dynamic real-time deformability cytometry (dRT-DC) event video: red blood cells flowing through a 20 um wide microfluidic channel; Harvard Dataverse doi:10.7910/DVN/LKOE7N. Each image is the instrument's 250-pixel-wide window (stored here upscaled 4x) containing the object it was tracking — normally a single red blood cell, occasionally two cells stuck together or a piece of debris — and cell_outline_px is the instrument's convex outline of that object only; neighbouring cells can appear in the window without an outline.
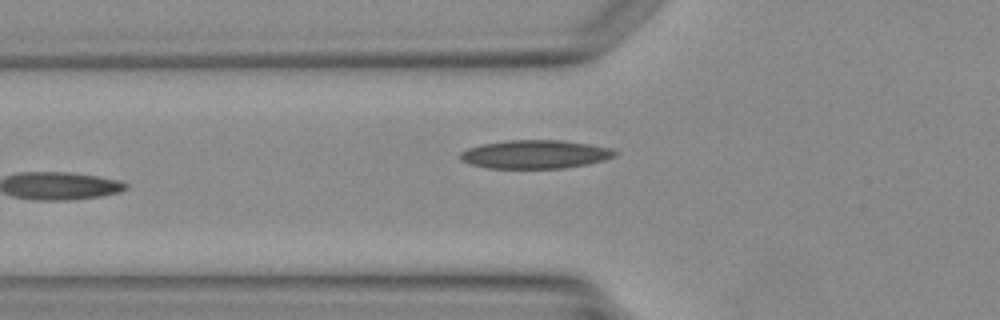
{"species": "Egyptian fruit bat (a non-hibernating species)", "species_latin": "Rousettus aegyptiacus", "temperature_condition": "warm", "stored_images_in_passage": 5, "segment_of_instrument_passage": [1, 2], "camera_frame_rate_fps": 3000, "um_per_image_px": 0.085, "animal": {"sex": "female"}, "frame": {"image": 1, "passage_image": 4, "time_ms": 3.667, "image_size_px": [1000, 320], "cell_outline_px": [[616, 156], [604, 160], [588, 164], [564, 168], [488, 168], [468, 164], [460, 160], [460, 152], [468, 148], [484, 144], [508, 140], [564, 140], [612, 148], [616, 152]], "centroid_in_image_um": [45.49, 13.12], "position_along_channel_um": 80.3, "area_um2": 25.72}}